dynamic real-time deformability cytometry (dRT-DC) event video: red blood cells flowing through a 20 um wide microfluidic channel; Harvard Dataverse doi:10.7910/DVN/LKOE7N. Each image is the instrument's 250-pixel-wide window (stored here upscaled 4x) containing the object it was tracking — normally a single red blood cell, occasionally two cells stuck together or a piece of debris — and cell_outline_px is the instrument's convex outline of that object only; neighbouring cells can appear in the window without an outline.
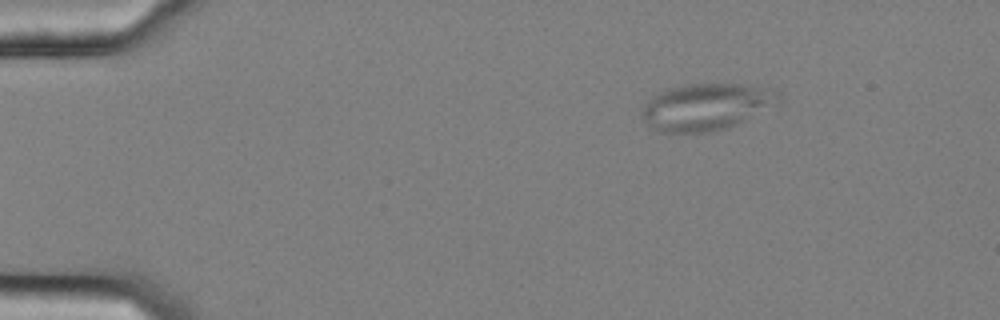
{"species": "common noctule bat (a hibernating species)", "species_latin": "Nyctalus noctula", "temperature_condition": "cold", "stored_images_in_passage": 49, "camera_frame_rate_fps": 3000, "um_per_image_px": 0.085, "animal": {"sex": "female", "body_mass_g": 25.1}, "frame": {"image": 1, "passage_image": 1, "time_ms": 0.0, "image_size_px": [1000, 320], "cell_outline_px": [[780, 100], [776, 104], [728, 128], [712, 132], [664, 132], [648, 124], [640, 116], [644, 104], [652, 96], [668, 88], [688, 84], [740, 84], [772, 88], [780, 92]], "centroid_in_image_um": [60.04, 9.06], "position_along_channel_um": 25.0, "area_um2": 37.05}}
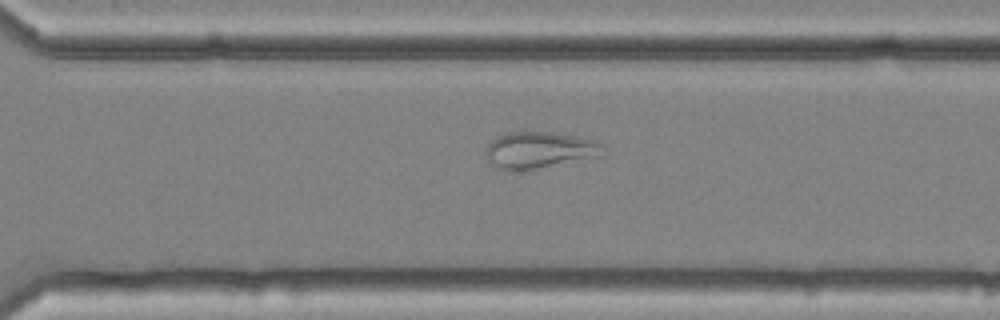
{"frame": {"image": 2, "passage_image": 33, "time_ms": 10.667, "image_size_px": [1000, 320], "cell_outline_px": [[604, 156], [528, 172], [512, 172], [500, 168], [488, 160], [484, 152], [488, 144], [496, 136], [508, 132], [552, 132], [576, 136], [596, 140], [604, 144]], "centroid_in_image_um": [45.91, 12.8], "position_along_channel_um": 324.7, "area_um2": 26.07}}
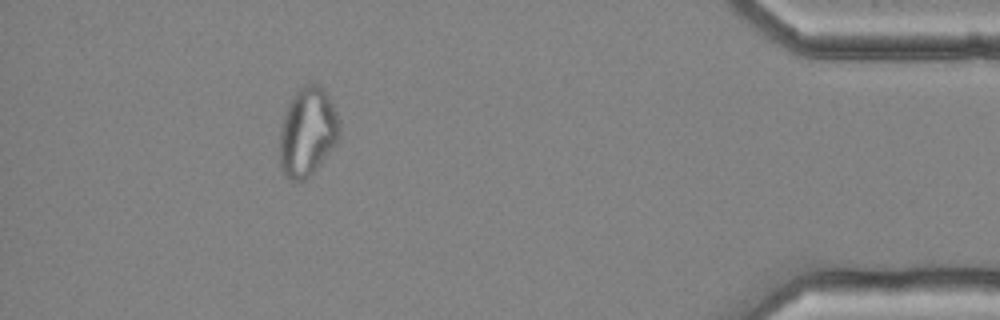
{"frame": {"image": 3, "passage_image": 44, "time_ms": 14.333, "image_size_px": [1000, 320], "cell_outline_px": [[340, 132], [336, 144], [320, 164], [304, 180], [292, 180], [284, 176], [280, 168], [280, 128], [288, 104], [292, 96], [300, 84], [312, 80], [320, 84], [324, 88], [340, 120]], "centroid_in_image_um": [26.14, 11.14], "position_along_channel_um": 409.1, "area_um2": 31.39}, "authors_computed_cell_mechanics": {"area_um2": 29.2468, "velocity_mm_per_s": 3.5909, "shape_relaxation_time_tau1_ms": null, "shape_relaxation_time_tau2_ms": 2.4074, "deformation_change_tau1": null, "deformation_change_tau2": 0.09}}